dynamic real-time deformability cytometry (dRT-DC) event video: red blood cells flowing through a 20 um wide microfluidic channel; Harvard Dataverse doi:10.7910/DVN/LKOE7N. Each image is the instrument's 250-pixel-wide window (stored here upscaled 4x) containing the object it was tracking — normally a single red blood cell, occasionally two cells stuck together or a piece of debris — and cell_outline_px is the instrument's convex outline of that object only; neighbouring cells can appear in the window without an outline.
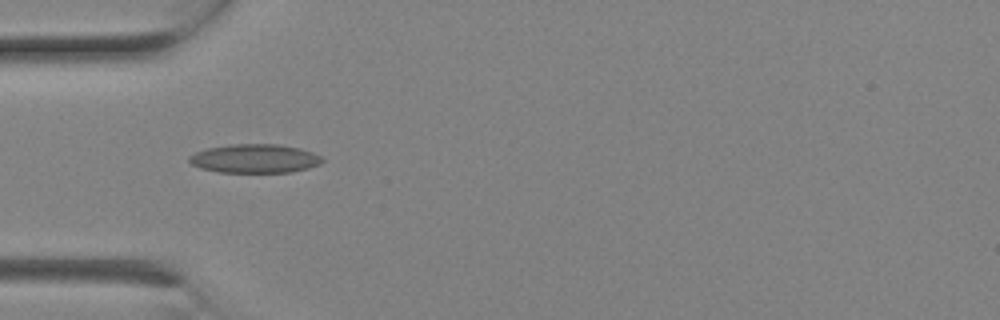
{"species": "Egyptian fruit bat (a non-hibernating species)", "species_latin": "Rousettus aegyptiacus", "temperature_condition": "room temperature", "stored_images_in_passage": 8, "camera_frame_rate_fps": 3000, "um_per_image_px": 0.085, "animal": {"sex": "female"}, "frame": {"image": 1, "passage_image": 7, "time_ms": 2.0, "image_size_px": [1000, 320], "cell_outline_px": [[324, 160], [320, 164], [308, 168], [292, 172], [220, 172], [200, 168], [192, 164], [188, 160], [188, 156], [196, 152], [208, 148], [232, 144], [280, 144], [300, 148], [312, 152], [320, 156]], "centroid_in_image_um": [21.66, 13.47], "position_along_channel_um": 63.3, "area_um2": 22.31}}